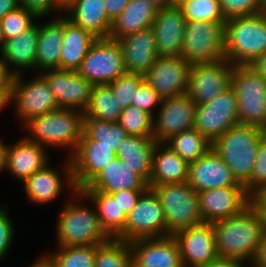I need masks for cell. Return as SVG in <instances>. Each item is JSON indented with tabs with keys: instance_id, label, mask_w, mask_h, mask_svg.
<instances>
[{
	"instance_id": "obj_33",
	"label": "cell",
	"mask_w": 266,
	"mask_h": 267,
	"mask_svg": "<svg viewBox=\"0 0 266 267\" xmlns=\"http://www.w3.org/2000/svg\"><path fill=\"white\" fill-rule=\"evenodd\" d=\"M35 69L40 72L59 69L64 36V17L39 25Z\"/></svg>"
},
{
	"instance_id": "obj_6",
	"label": "cell",
	"mask_w": 266,
	"mask_h": 267,
	"mask_svg": "<svg viewBox=\"0 0 266 267\" xmlns=\"http://www.w3.org/2000/svg\"><path fill=\"white\" fill-rule=\"evenodd\" d=\"M151 188L158 196L165 214L168 236L204 223L198 193L188 184L172 183Z\"/></svg>"
},
{
	"instance_id": "obj_13",
	"label": "cell",
	"mask_w": 266,
	"mask_h": 267,
	"mask_svg": "<svg viewBox=\"0 0 266 267\" xmlns=\"http://www.w3.org/2000/svg\"><path fill=\"white\" fill-rule=\"evenodd\" d=\"M233 66L226 58L191 65L187 94L196 105L212 101L231 87Z\"/></svg>"
},
{
	"instance_id": "obj_1",
	"label": "cell",
	"mask_w": 266,
	"mask_h": 267,
	"mask_svg": "<svg viewBox=\"0 0 266 267\" xmlns=\"http://www.w3.org/2000/svg\"><path fill=\"white\" fill-rule=\"evenodd\" d=\"M213 227L220 258L251 263L266 232V216L251 203L241 213L213 222Z\"/></svg>"
},
{
	"instance_id": "obj_40",
	"label": "cell",
	"mask_w": 266,
	"mask_h": 267,
	"mask_svg": "<svg viewBox=\"0 0 266 267\" xmlns=\"http://www.w3.org/2000/svg\"><path fill=\"white\" fill-rule=\"evenodd\" d=\"M181 8L186 21L226 22L219 0H182Z\"/></svg>"
},
{
	"instance_id": "obj_57",
	"label": "cell",
	"mask_w": 266,
	"mask_h": 267,
	"mask_svg": "<svg viewBox=\"0 0 266 267\" xmlns=\"http://www.w3.org/2000/svg\"><path fill=\"white\" fill-rule=\"evenodd\" d=\"M30 267H56L48 255L42 256Z\"/></svg>"
},
{
	"instance_id": "obj_64",
	"label": "cell",
	"mask_w": 266,
	"mask_h": 267,
	"mask_svg": "<svg viewBox=\"0 0 266 267\" xmlns=\"http://www.w3.org/2000/svg\"><path fill=\"white\" fill-rule=\"evenodd\" d=\"M177 5L182 1V0H173Z\"/></svg>"
},
{
	"instance_id": "obj_41",
	"label": "cell",
	"mask_w": 266,
	"mask_h": 267,
	"mask_svg": "<svg viewBox=\"0 0 266 267\" xmlns=\"http://www.w3.org/2000/svg\"><path fill=\"white\" fill-rule=\"evenodd\" d=\"M118 124L127 135L153 137V116L134 105L122 110Z\"/></svg>"
},
{
	"instance_id": "obj_50",
	"label": "cell",
	"mask_w": 266,
	"mask_h": 267,
	"mask_svg": "<svg viewBox=\"0 0 266 267\" xmlns=\"http://www.w3.org/2000/svg\"><path fill=\"white\" fill-rule=\"evenodd\" d=\"M13 76L0 58V98H11Z\"/></svg>"
},
{
	"instance_id": "obj_7",
	"label": "cell",
	"mask_w": 266,
	"mask_h": 267,
	"mask_svg": "<svg viewBox=\"0 0 266 267\" xmlns=\"http://www.w3.org/2000/svg\"><path fill=\"white\" fill-rule=\"evenodd\" d=\"M68 203L59 213L57 240L59 246L98 245L109 237L102 230L97 211L80 203Z\"/></svg>"
},
{
	"instance_id": "obj_36",
	"label": "cell",
	"mask_w": 266,
	"mask_h": 267,
	"mask_svg": "<svg viewBox=\"0 0 266 267\" xmlns=\"http://www.w3.org/2000/svg\"><path fill=\"white\" fill-rule=\"evenodd\" d=\"M164 143L188 164L195 162L212 148V144L195 128L175 134Z\"/></svg>"
},
{
	"instance_id": "obj_4",
	"label": "cell",
	"mask_w": 266,
	"mask_h": 267,
	"mask_svg": "<svg viewBox=\"0 0 266 267\" xmlns=\"http://www.w3.org/2000/svg\"><path fill=\"white\" fill-rule=\"evenodd\" d=\"M225 58L233 65H249L266 52V14L258 13L225 22Z\"/></svg>"
},
{
	"instance_id": "obj_38",
	"label": "cell",
	"mask_w": 266,
	"mask_h": 267,
	"mask_svg": "<svg viewBox=\"0 0 266 267\" xmlns=\"http://www.w3.org/2000/svg\"><path fill=\"white\" fill-rule=\"evenodd\" d=\"M83 132L91 140H95L96 145L111 147V150L115 152H117L120 144L128 136L118 123L88 119L87 117H84Z\"/></svg>"
},
{
	"instance_id": "obj_48",
	"label": "cell",
	"mask_w": 266,
	"mask_h": 267,
	"mask_svg": "<svg viewBox=\"0 0 266 267\" xmlns=\"http://www.w3.org/2000/svg\"><path fill=\"white\" fill-rule=\"evenodd\" d=\"M20 6L31 11L39 19L45 17V15L51 14L53 10H59L60 12L64 9L58 4L57 0H19Z\"/></svg>"
},
{
	"instance_id": "obj_52",
	"label": "cell",
	"mask_w": 266,
	"mask_h": 267,
	"mask_svg": "<svg viewBox=\"0 0 266 267\" xmlns=\"http://www.w3.org/2000/svg\"><path fill=\"white\" fill-rule=\"evenodd\" d=\"M251 267H266V232L258 245Z\"/></svg>"
},
{
	"instance_id": "obj_58",
	"label": "cell",
	"mask_w": 266,
	"mask_h": 267,
	"mask_svg": "<svg viewBox=\"0 0 266 267\" xmlns=\"http://www.w3.org/2000/svg\"><path fill=\"white\" fill-rule=\"evenodd\" d=\"M148 1H150L159 9L177 5L173 0H148Z\"/></svg>"
},
{
	"instance_id": "obj_54",
	"label": "cell",
	"mask_w": 266,
	"mask_h": 267,
	"mask_svg": "<svg viewBox=\"0 0 266 267\" xmlns=\"http://www.w3.org/2000/svg\"><path fill=\"white\" fill-rule=\"evenodd\" d=\"M243 261L240 260H234V259H228V258H220L218 257L213 262L209 263L205 267H246L247 265L243 264ZM251 267V264H249ZM248 267V266H247Z\"/></svg>"
},
{
	"instance_id": "obj_3",
	"label": "cell",
	"mask_w": 266,
	"mask_h": 267,
	"mask_svg": "<svg viewBox=\"0 0 266 267\" xmlns=\"http://www.w3.org/2000/svg\"><path fill=\"white\" fill-rule=\"evenodd\" d=\"M32 134L29 140L48 147L70 149V158L76 151L84 129V112L58 108L31 119L24 126ZM69 147V148H68Z\"/></svg>"
},
{
	"instance_id": "obj_19",
	"label": "cell",
	"mask_w": 266,
	"mask_h": 267,
	"mask_svg": "<svg viewBox=\"0 0 266 267\" xmlns=\"http://www.w3.org/2000/svg\"><path fill=\"white\" fill-rule=\"evenodd\" d=\"M133 267H184L179 245L172 235L129 242Z\"/></svg>"
},
{
	"instance_id": "obj_14",
	"label": "cell",
	"mask_w": 266,
	"mask_h": 267,
	"mask_svg": "<svg viewBox=\"0 0 266 267\" xmlns=\"http://www.w3.org/2000/svg\"><path fill=\"white\" fill-rule=\"evenodd\" d=\"M191 64L181 56H159L144 80L162 99L187 93Z\"/></svg>"
},
{
	"instance_id": "obj_10",
	"label": "cell",
	"mask_w": 266,
	"mask_h": 267,
	"mask_svg": "<svg viewBox=\"0 0 266 267\" xmlns=\"http://www.w3.org/2000/svg\"><path fill=\"white\" fill-rule=\"evenodd\" d=\"M238 124L237 97L232 87L212 101L196 106L194 128L211 144Z\"/></svg>"
},
{
	"instance_id": "obj_46",
	"label": "cell",
	"mask_w": 266,
	"mask_h": 267,
	"mask_svg": "<svg viewBox=\"0 0 266 267\" xmlns=\"http://www.w3.org/2000/svg\"><path fill=\"white\" fill-rule=\"evenodd\" d=\"M162 98L160 95L144 80L137 88L132 105L142 109L153 117L155 116L154 108L156 105H161Z\"/></svg>"
},
{
	"instance_id": "obj_31",
	"label": "cell",
	"mask_w": 266,
	"mask_h": 267,
	"mask_svg": "<svg viewBox=\"0 0 266 267\" xmlns=\"http://www.w3.org/2000/svg\"><path fill=\"white\" fill-rule=\"evenodd\" d=\"M96 39L92 33L75 25L64 15V36L59 69L77 71Z\"/></svg>"
},
{
	"instance_id": "obj_28",
	"label": "cell",
	"mask_w": 266,
	"mask_h": 267,
	"mask_svg": "<svg viewBox=\"0 0 266 267\" xmlns=\"http://www.w3.org/2000/svg\"><path fill=\"white\" fill-rule=\"evenodd\" d=\"M64 14L96 38H109L113 22L106 13L104 0H75L64 10Z\"/></svg>"
},
{
	"instance_id": "obj_47",
	"label": "cell",
	"mask_w": 266,
	"mask_h": 267,
	"mask_svg": "<svg viewBox=\"0 0 266 267\" xmlns=\"http://www.w3.org/2000/svg\"><path fill=\"white\" fill-rule=\"evenodd\" d=\"M14 233L13 222L7 214V209L3 206L0 208V260L4 259L9 251Z\"/></svg>"
},
{
	"instance_id": "obj_15",
	"label": "cell",
	"mask_w": 266,
	"mask_h": 267,
	"mask_svg": "<svg viewBox=\"0 0 266 267\" xmlns=\"http://www.w3.org/2000/svg\"><path fill=\"white\" fill-rule=\"evenodd\" d=\"M204 222L213 223L241 213L252 203L243 185H230L198 192Z\"/></svg>"
},
{
	"instance_id": "obj_39",
	"label": "cell",
	"mask_w": 266,
	"mask_h": 267,
	"mask_svg": "<svg viewBox=\"0 0 266 267\" xmlns=\"http://www.w3.org/2000/svg\"><path fill=\"white\" fill-rule=\"evenodd\" d=\"M48 256L56 267H94L96 245L59 246Z\"/></svg>"
},
{
	"instance_id": "obj_55",
	"label": "cell",
	"mask_w": 266,
	"mask_h": 267,
	"mask_svg": "<svg viewBox=\"0 0 266 267\" xmlns=\"http://www.w3.org/2000/svg\"><path fill=\"white\" fill-rule=\"evenodd\" d=\"M249 66L266 79V52L256 58Z\"/></svg>"
},
{
	"instance_id": "obj_9",
	"label": "cell",
	"mask_w": 266,
	"mask_h": 267,
	"mask_svg": "<svg viewBox=\"0 0 266 267\" xmlns=\"http://www.w3.org/2000/svg\"><path fill=\"white\" fill-rule=\"evenodd\" d=\"M77 72L92 85L110 84L126 74L119 40L97 38Z\"/></svg>"
},
{
	"instance_id": "obj_11",
	"label": "cell",
	"mask_w": 266,
	"mask_h": 267,
	"mask_svg": "<svg viewBox=\"0 0 266 267\" xmlns=\"http://www.w3.org/2000/svg\"><path fill=\"white\" fill-rule=\"evenodd\" d=\"M168 236L165 214L156 193L148 188L127 215L124 241Z\"/></svg>"
},
{
	"instance_id": "obj_25",
	"label": "cell",
	"mask_w": 266,
	"mask_h": 267,
	"mask_svg": "<svg viewBox=\"0 0 266 267\" xmlns=\"http://www.w3.org/2000/svg\"><path fill=\"white\" fill-rule=\"evenodd\" d=\"M127 73L144 75L159 55L152 27L119 40Z\"/></svg>"
},
{
	"instance_id": "obj_2",
	"label": "cell",
	"mask_w": 266,
	"mask_h": 267,
	"mask_svg": "<svg viewBox=\"0 0 266 267\" xmlns=\"http://www.w3.org/2000/svg\"><path fill=\"white\" fill-rule=\"evenodd\" d=\"M264 135L265 130L260 127L238 124L229 128L212 144V148L249 195L257 149Z\"/></svg>"
},
{
	"instance_id": "obj_37",
	"label": "cell",
	"mask_w": 266,
	"mask_h": 267,
	"mask_svg": "<svg viewBox=\"0 0 266 267\" xmlns=\"http://www.w3.org/2000/svg\"><path fill=\"white\" fill-rule=\"evenodd\" d=\"M94 267H133L129 241L109 238L96 245Z\"/></svg>"
},
{
	"instance_id": "obj_44",
	"label": "cell",
	"mask_w": 266,
	"mask_h": 267,
	"mask_svg": "<svg viewBox=\"0 0 266 267\" xmlns=\"http://www.w3.org/2000/svg\"><path fill=\"white\" fill-rule=\"evenodd\" d=\"M226 20L260 13V0H219Z\"/></svg>"
},
{
	"instance_id": "obj_24",
	"label": "cell",
	"mask_w": 266,
	"mask_h": 267,
	"mask_svg": "<svg viewBox=\"0 0 266 267\" xmlns=\"http://www.w3.org/2000/svg\"><path fill=\"white\" fill-rule=\"evenodd\" d=\"M65 165L64 173L65 178H61V175L56 169L49 167L47 163L43 168L39 169L28 177L24 182V190L26 192L27 199H29L34 204H47L53 200H56L63 190L62 180H67L65 183L71 188L74 193L78 190L76 189L73 177H72V164L71 160L68 159Z\"/></svg>"
},
{
	"instance_id": "obj_21",
	"label": "cell",
	"mask_w": 266,
	"mask_h": 267,
	"mask_svg": "<svg viewBox=\"0 0 266 267\" xmlns=\"http://www.w3.org/2000/svg\"><path fill=\"white\" fill-rule=\"evenodd\" d=\"M46 148L24 137L12 147L3 143L1 169L8 170L17 180L24 182L49 162Z\"/></svg>"
},
{
	"instance_id": "obj_5",
	"label": "cell",
	"mask_w": 266,
	"mask_h": 267,
	"mask_svg": "<svg viewBox=\"0 0 266 267\" xmlns=\"http://www.w3.org/2000/svg\"><path fill=\"white\" fill-rule=\"evenodd\" d=\"M231 87L237 97L238 122L266 129V79L249 65H234Z\"/></svg>"
},
{
	"instance_id": "obj_30",
	"label": "cell",
	"mask_w": 266,
	"mask_h": 267,
	"mask_svg": "<svg viewBox=\"0 0 266 267\" xmlns=\"http://www.w3.org/2000/svg\"><path fill=\"white\" fill-rule=\"evenodd\" d=\"M189 164L164 142H157L152 155L151 177L148 186L188 181Z\"/></svg>"
},
{
	"instance_id": "obj_61",
	"label": "cell",
	"mask_w": 266,
	"mask_h": 267,
	"mask_svg": "<svg viewBox=\"0 0 266 267\" xmlns=\"http://www.w3.org/2000/svg\"><path fill=\"white\" fill-rule=\"evenodd\" d=\"M260 13L266 14V0H260Z\"/></svg>"
},
{
	"instance_id": "obj_12",
	"label": "cell",
	"mask_w": 266,
	"mask_h": 267,
	"mask_svg": "<svg viewBox=\"0 0 266 267\" xmlns=\"http://www.w3.org/2000/svg\"><path fill=\"white\" fill-rule=\"evenodd\" d=\"M22 77L21 74L13 76L10 102L13 101L24 124L59 108L47 80L41 74L29 82H24Z\"/></svg>"
},
{
	"instance_id": "obj_63",
	"label": "cell",
	"mask_w": 266,
	"mask_h": 267,
	"mask_svg": "<svg viewBox=\"0 0 266 267\" xmlns=\"http://www.w3.org/2000/svg\"><path fill=\"white\" fill-rule=\"evenodd\" d=\"M2 146H3V142L0 140V171H2V169H1V165H2Z\"/></svg>"
},
{
	"instance_id": "obj_60",
	"label": "cell",
	"mask_w": 266,
	"mask_h": 267,
	"mask_svg": "<svg viewBox=\"0 0 266 267\" xmlns=\"http://www.w3.org/2000/svg\"><path fill=\"white\" fill-rule=\"evenodd\" d=\"M4 42H5V39H4V36H3L2 24H1V21H0V52L3 49Z\"/></svg>"
},
{
	"instance_id": "obj_56",
	"label": "cell",
	"mask_w": 266,
	"mask_h": 267,
	"mask_svg": "<svg viewBox=\"0 0 266 267\" xmlns=\"http://www.w3.org/2000/svg\"><path fill=\"white\" fill-rule=\"evenodd\" d=\"M20 6L19 0H0V20L10 11Z\"/></svg>"
},
{
	"instance_id": "obj_49",
	"label": "cell",
	"mask_w": 266,
	"mask_h": 267,
	"mask_svg": "<svg viewBox=\"0 0 266 267\" xmlns=\"http://www.w3.org/2000/svg\"><path fill=\"white\" fill-rule=\"evenodd\" d=\"M147 189L121 190L111 195L118 201L120 208L128 215L136 206L138 199Z\"/></svg>"
},
{
	"instance_id": "obj_18",
	"label": "cell",
	"mask_w": 266,
	"mask_h": 267,
	"mask_svg": "<svg viewBox=\"0 0 266 267\" xmlns=\"http://www.w3.org/2000/svg\"><path fill=\"white\" fill-rule=\"evenodd\" d=\"M174 237L184 267H205L219 257L213 223L192 226L177 232Z\"/></svg>"
},
{
	"instance_id": "obj_26",
	"label": "cell",
	"mask_w": 266,
	"mask_h": 267,
	"mask_svg": "<svg viewBox=\"0 0 266 267\" xmlns=\"http://www.w3.org/2000/svg\"><path fill=\"white\" fill-rule=\"evenodd\" d=\"M148 183L131 171L117 156L80 190H99L112 194L121 190L148 189Z\"/></svg>"
},
{
	"instance_id": "obj_51",
	"label": "cell",
	"mask_w": 266,
	"mask_h": 267,
	"mask_svg": "<svg viewBox=\"0 0 266 267\" xmlns=\"http://www.w3.org/2000/svg\"><path fill=\"white\" fill-rule=\"evenodd\" d=\"M105 9L109 19L113 22L125 9L130 0H104Z\"/></svg>"
},
{
	"instance_id": "obj_53",
	"label": "cell",
	"mask_w": 266,
	"mask_h": 267,
	"mask_svg": "<svg viewBox=\"0 0 266 267\" xmlns=\"http://www.w3.org/2000/svg\"><path fill=\"white\" fill-rule=\"evenodd\" d=\"M252 204L266 216V185L252 196Z\"/></svg>"
},
{
	"instance_id": "obj_8",
	"label": "cell",
	"mask_w": 266,
	"mask_h": 267,
	"mask_svg": "<svg viewBox=\"0 0 266 267\" xmlns=\"http://www.w3.org/2000/svg\"><path fill=\"white\" fill-rule=\"evenodd\" d=\"M225 22L186 21L181 57L191 65L225 59Z\"/></svg>"
},
{
	"instance_id": "obj_17",
	"label": "cell",
	"mask_w": 266,
	"mask_h": 267,
	"mask_svg": "<svg viewBox=\"0 0 266 267\" xmlns=\"http://www.w3.org/2000/svg\"><path fill=\"white\" fill-rule=\"evenodd\" d=\"M40 74L47 80L59 108L86 110L93 85L77 71L51 69Z\"/></svg>"
},
{
	"instance_id": "obj_32",
	"label": "cell",
	"mask_w": 266,
	"mask_h": 267,
	"mask_svg": "<svg viewBox=\"0 0 266 267\" xmlns=\"http://www.w3.org/2000/svg\"><path fill=\"white\" fill-rule=\"evenodd\" d=\"M158 10L148 0H130L120 16L113 21L109 38L120 40L152 27Z\"/></svg>"
},
{
	"instance_id": "obj_34",
	"label": "cell",
	"mask_w": 266,
	"mask_h": 267,
	"mask_svg": "<svg viewBox=\"0 0 266 267\" xmlns=\"http://www.w3.org/2000/svg\"><path fill=\"white\" fill-rule=\"evenodd\" d=\"M153 137L128 135L118 147L117 156L147 183L151 177L152 155L156 145Z\"/></svg>"
},
{
	"instance_id": "obj_42",
	"label": "cell",
	"mask_w": 266,
	"mask_h": 267,
	"mask_svg": "<svg viewBox=\"0 0 266 267\" xmlns=\"http://www.w3.org/2000/svg\"><path fill=\"white\" fill-rule=\"evenodd\" d=\"M34 19L39 18L21 6L10 11L0 20L4 39L16 37L31 28L35 24Z\"/></svg>"
},
{
	"instance_id": "obj_35",
	"label": "cell",
	"mask_w": 266,
	"mask_h": 267,
	"mask_svg": "<svg viewBox=\"0 0 266 267\" xmlns=\"http://www.w3.org/2000/svg\"><path fill=\"white\" fill-rule=\"evenodd\" d=\"M122 109L109 84L93 85L84 117L118 123Z\"/></svg>"
},
{
	"instance_id": "obj_59",
	"label": "cell",
	"mask_w": 266,
	"mask_h": 267,
	"mask_svg": "<svg viewBox=\"0 0 266 267\" xmlns=\"http://www.w3.org/2000/svg\"><path fill=\"white\" fill-rule=\"evenodd\" d=\"M75 0H57L58 4L65 10Z\"/></svg>"
},
{
	"instance_id": "obj_16",
	"label": "cell",
	"mask_w": 266,
	"mask_h": 267,
	"mask_svg": "<svg viewBox=\"0 0 266 267\" xmlns=\"http://www.w3.org/2000/svg\"><path fill=\"white\" fill-rule=\"evenodd\" d=\"M196 103L185 93L162 99L156 119L153 117V138L165 142L171 136L194 128Z\"/></svg>"
},
{
	"instance_id": "obj_23",
	"label": "cell",
	"mask_w": 266,
	"mask_h": 267,
	"mask_svg": "<svg viewBox=\"0 0 266 267\" xmlns=\"http://www.w3.org/2000/svg\"><path fill=\"white\" fill-rule=\"evenodd\" d=\"M186 19L174 5L159 9L152 24L159 56H181Z\"/></svg>"
},
{
	"instance_id": "obj_20",
	"label": "cell",
	"mask_w": 266,
	"mask_h": 267,
	"mask_svg": "<svg viewBox=\"0 0 266 267\" xmlns=\"http://www.w3.org/2000/svg\"><path fill=\"white\" fill-rule=\"evenodd\" d=\"M117 154L111 147L96 145L84 132L78 147L70 157L72 177L76 189L85 187Z\"/></svg>"
},
{
	"instance_id": "obj_22",
	"label": "cell",
	"mask_w": 266,
	"mask_h": 267,
	"mask_svg": "<svg viewBox=\"0 0 266 267\" xmlns=\"http://www.w3.org/2000/svg\"><path fill=\"white\" fill-rule=\"evenodd\" d=\"M187 182L197 193L230 185H242L236 181L230 168L213 148L189 164Z\"/></svg>"
},
{
	"instance_id": "obj_27",
	"label": "cell",
	"mask_w": 266,
	"mask_h": 267,
	"mask_svg": "<svg viewBox=\"0 0 266 267\" xmlns=\"http://www.w3.org/2000/svg\"><path fill=\"white\" fill-rule=\"evenodd\" d=\"M39 25L35 23L20 35L5 40L1 54V61L13 75L24 73L21 69H34L37 53ZM12 65V70L10 67ZM18 68V69H16Z\"/></svg>"
},
{
	"instance_id": "obj_45",
	"label": "cell",
	"mask_w": 266,
	"mask_h": 267,
	"mask_svg": "<svg viewBox=\"0 0 266 267\" xmlns=\"http://www.w3.org/2000/svg\"><path fill=\"white\" fill-rule=\"evenodd\" d=\"M266 185V134L261 138L250 178V196Z\"/></svg>"
},
{
	"instance_id": "obj_62",
	"label": "cell",
	"mask_w": 266,
	"mask_h": 267,
	"mask_svg": "<svg viewBox=\"0 0 266 267\" xmlns=\"http://www.w3.org/2000/svg\"><path fill=\"white\" fill-rule=\"evenodd\" d=\"M11 98H0V109H2L4 106L9 103Z\"/></svg>"
},
{
	"instance_id": "obj_43",
	"label": "cell",
	"mask_w": 266,
	"mask_h": 267,
	"mask_svg": "<svg viewBox=\"0 0 266 267\" xmlns=\"http://www.w3.org/2000/svg\"><path fill=\"white\" fill-rule=\"evenodd\" d=\"M143 81L144 75L126 73L109 84L122 110L132 105L135 92Z\"/></svg>"
},
{
	"instance_id": "obj_29",
	"label": "cell",
	"mask_w": 266,
	"mask_h": 267,
	"mask_svg": "<svg viewBox=\"0 0 266 267\" xmlns=\"http://www.w3.org/2000/svg\"><path fill=\"white\" fill-rule=\"evenodd\" d=\"M75 194L92 203L97 211L100 226L109 238L124 240L127 215L111 194L99 190H79Z\"/></svg>"
}]
</instances>
